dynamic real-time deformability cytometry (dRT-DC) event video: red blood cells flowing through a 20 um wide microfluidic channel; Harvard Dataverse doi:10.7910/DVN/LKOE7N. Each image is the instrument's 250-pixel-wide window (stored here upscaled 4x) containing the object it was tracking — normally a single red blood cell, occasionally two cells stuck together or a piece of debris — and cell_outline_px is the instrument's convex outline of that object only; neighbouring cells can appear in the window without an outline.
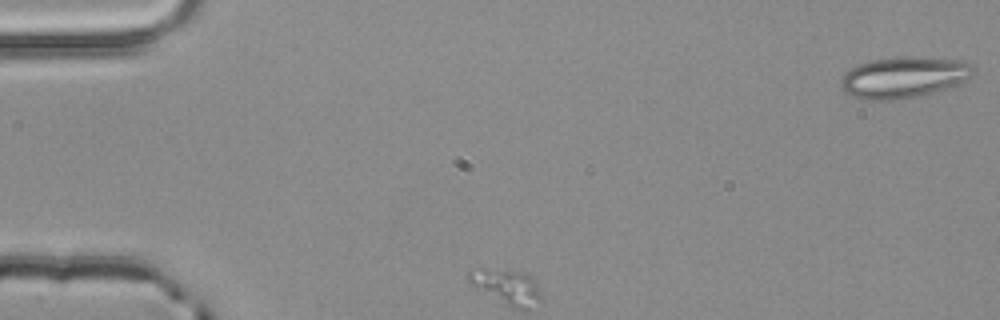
{"species": "common noctule bat (a hibernating species)", "species_latin": "Nyctalus noctula", "temperature_condition": "room temperature", "stored_images_in_passage": 2, "camera_frame_rate_fps": 3000, "um_per_image_px": 0.085, "animal": {"sex": "male", "body_mass_g": 20.4}, "frame": {"image": 1, "passage_image": 1, "time_ms": 0.0, "image_size_px": [1000, 320], "cell_outline_px": [[972, 76], [968, 80], [948, 88], [920, 96], [892, 100], [860, 100], [844, 92], [840, 88], [840, 80], [844, 72], [860, 64], [872, 60], [896, 56], [904, 56], [964, 60], [972, 64]], "centroid_in_image_um": [76.8, 6.58], "position_along_channel_um": 8.2, "area_um2": 32.19}}